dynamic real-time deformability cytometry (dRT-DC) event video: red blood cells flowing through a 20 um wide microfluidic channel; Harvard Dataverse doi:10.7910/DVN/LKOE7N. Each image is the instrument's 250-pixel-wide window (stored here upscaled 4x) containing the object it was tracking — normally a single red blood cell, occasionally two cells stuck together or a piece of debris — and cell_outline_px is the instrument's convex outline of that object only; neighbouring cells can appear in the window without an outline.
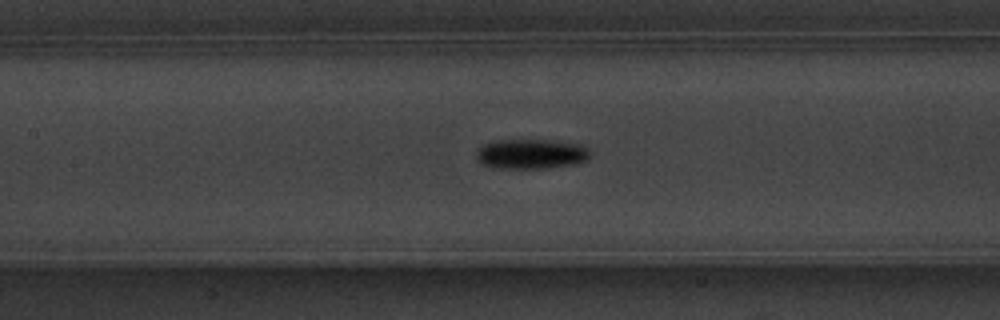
{"species": "common noctule bat (a hibernating species)", "species_latin": "Nyctalus noctula", "temperature_condition": "warm", "stored_images_in_passage": 47, "camera_frame_rate_fps": 3000, "um_per_image_px": 0.085, "animal": {"sex": "male", "body_mass_g": 20.1, "forearm_length_mm": 53.5}, "frame": {"image": 1, "passage_image": 17, "time_ms": 5.333, "image_size_px": [1000, 320], "cell_outline_px": [[592, 156], [588, 160], [576, 164], [548, 168], [492, 168], [476, 160], [476, 152], [484, 144], [496, 140], [552, 140], [584, 144], [588, 148]], "centroid_in_image_um": [45.21, 13.08], "position_along_channel_um": 162.2, "area_um2": 20.17}}
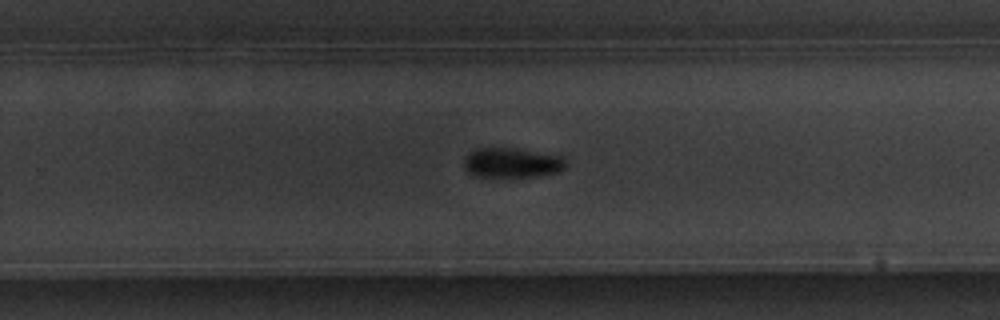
{"frame": {"image": 2, "passage_image": 27, "time_ms": 8.667, "image_size_px": [1000, 320], "cell_outline_px": [[568, 164], [560, 172], [536, 176], [476, 176], [468, 172], [464, 168], [464, 156], [468, 152], [476, 148], [516, 148], [564, 156]], "centroid_in_image_um": [43.53, 13.82], "position_along_channel_um": 286.3, "area_um2": 17.92}}
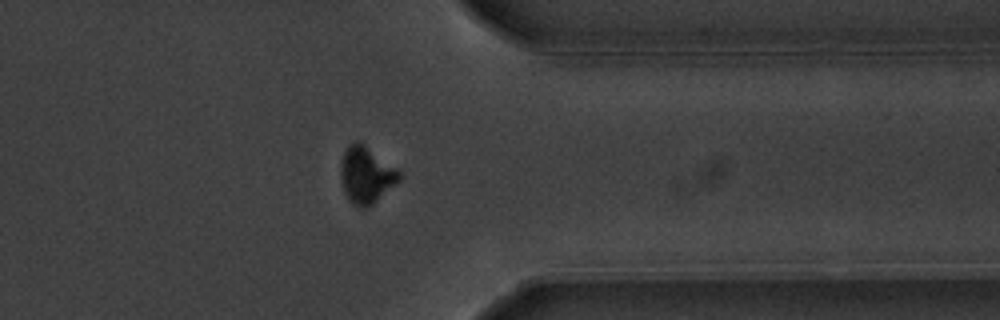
{"frame": {"image": 3, "passage_image": 35, "time_ms": 11.333, "image_size_px": [1000, 320], "cell_outline_px": [[400, 180], [368, 208], [360, 208], [352, 204], [348, 200], [344, 192], [340, 180], [340, 164], [344, 152], [348, 144], [356, 140], [364, 144], [396, 168], [400, 172]], "centroid_in_image_um": [31.08, 14.88], "position_along_channel_um": 380.3, "area_um2": 19.42}}